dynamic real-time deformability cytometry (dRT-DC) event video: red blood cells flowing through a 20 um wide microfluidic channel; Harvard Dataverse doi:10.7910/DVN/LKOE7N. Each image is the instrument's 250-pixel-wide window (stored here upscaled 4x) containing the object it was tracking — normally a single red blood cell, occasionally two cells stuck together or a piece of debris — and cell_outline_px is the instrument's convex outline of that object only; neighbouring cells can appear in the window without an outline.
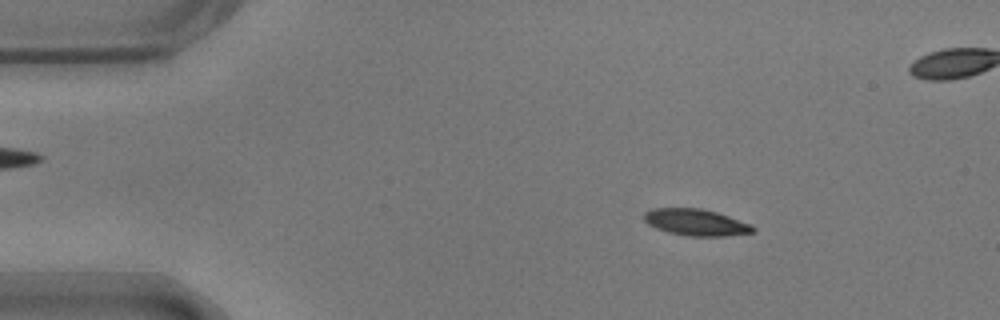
{"species": "common noctule bat (a hibernating species)", "species_latin": "Nyctalus noctula", "temperature_condition": "warm", "stored_images_in_passage": 55, "camera_frame_rate_fps": 3000, "um_per_image_px": 0.085, "animal": {"sex": "male", "body_mass_g": 17.9}, "frame": {"image": 1, "passage_image": 8, "time_ms": 2.333, "image_size_px": [1000, 320], "cell_outline_px": [[756, 232], [724, 236], [688, 236], [668, 232], [656, 228], [648, 224], [644, 220], [644, 212], [652, 208], [700, 208], [716, 212], [752, 224], [756, 228]], "centroid_in_image_um": [59.17, 18.9], "position_along_channel_um": 25.8, "area_um2": 16.94}}
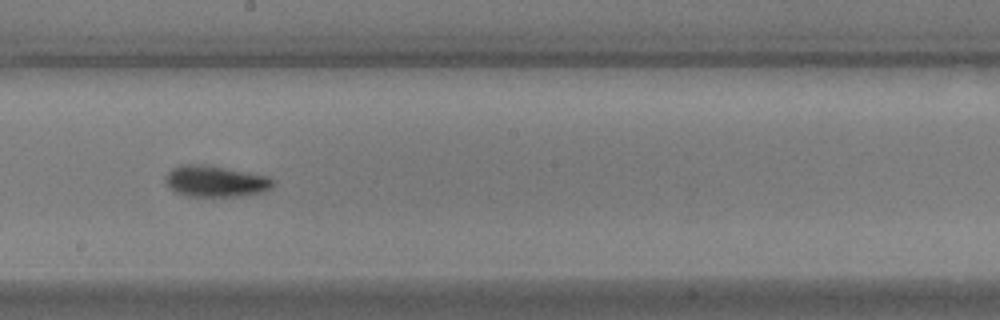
{"frame": {"image": 2, "passage_image": 30, "time_ms": 9.667, "image_size_px": [1000, 320], "cell_outline_px": [[276, 184], [272, 188], [264, 192], [236, 196], [188, 196], [176, 192], [164, 180], [164, 176], [172, 168], [180, 164], [208, 164], [268, 176], [276, 180]], "centroid_in_image_um": [18.35, 15.39], "position_along_channel_um": 229.8, "area_um2": 19.83}}
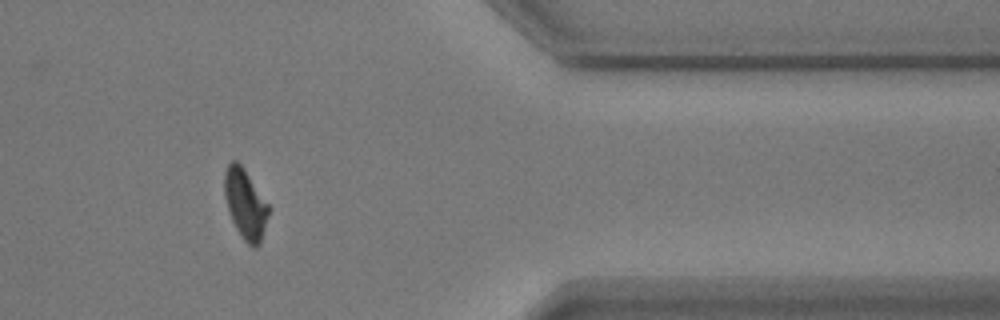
{"frame": {"image": 3, "passage_image": 45, "time_ms": 14.667, "image_size_px": [1000, 320], "cell_outline_px": [[272, 208], [260, 244], [256, 248], [252, 248], [244, 240], [236, 228], [232, 220], [224, 196], [224, 172], [228, 164], [232, 160], [236, 160], [244, 168]], "centroid_in_image_um": [20.89, 17.35], "position_along_channel_um": 390.5, "area_um2": 18.32}, "authors_computed_cell_mechanics": {"area_um2": 17.9758, "velocity_mm_per_s": 3.6572, "shape_relaxation_time_tau1_ms": 3.3373, "shape_relaxation_time_tau2_ms": 1.8236, "deformation_change_tau1": 0.1513, "deformation_change_tau2": 0.0736}}